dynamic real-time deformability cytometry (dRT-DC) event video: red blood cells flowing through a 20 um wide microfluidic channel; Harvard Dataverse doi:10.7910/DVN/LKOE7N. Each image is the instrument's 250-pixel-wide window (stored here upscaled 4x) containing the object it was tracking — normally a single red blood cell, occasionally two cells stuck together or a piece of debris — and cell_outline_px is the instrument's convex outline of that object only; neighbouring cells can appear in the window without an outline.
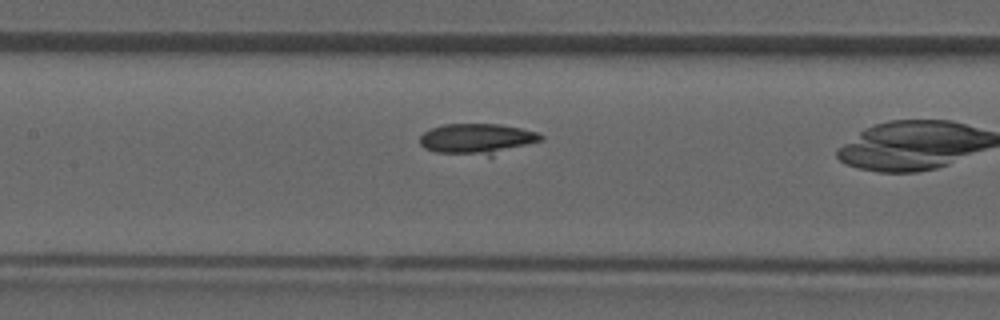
{"species": "common noctule bat (a hibernating species)", "species_latin": "Nyctalus noctula", "temperature_condition": "room temperature", "stored_images_in_passage": 9, "camera_frame_rate_fps": 3000, "um_per_image_px": 0.085, "animal": {"sex": "male", "forearm_length_mm": 52.5}, "frame": {"image": 1, "passage_image": 8, "time_ms": 2.333, "image_size_px": [1000, 320], "cell_outline_px": [[544, 140], [492, 156], [488, 156], [436, 152], [424, 148], [420, 144], [420, 136], [424, 132], [432, 128], [444, 124], [500, 124], [520, 128], [536, 132], [544, 136]], "centroid_in_image_um": [40.58, 11.81], "position_along_channel_um": 166.8, "area_um2": 21.73}}